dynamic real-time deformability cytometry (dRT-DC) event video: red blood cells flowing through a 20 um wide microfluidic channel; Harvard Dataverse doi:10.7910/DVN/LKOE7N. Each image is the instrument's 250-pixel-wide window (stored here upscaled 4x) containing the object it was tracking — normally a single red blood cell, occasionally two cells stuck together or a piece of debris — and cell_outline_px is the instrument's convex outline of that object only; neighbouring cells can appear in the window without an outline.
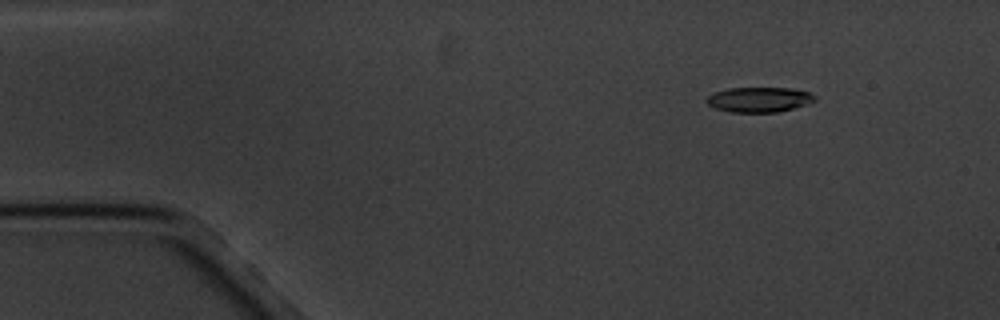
{"species": "common noctule bat (a hibernating species)", "species_latin": "Nyctalus noctula", "temperature_condition": "cold", "stored_images_in_passage": 5, "camera_frame_rate_fps": 3000, "um_per_image_px": 0.085, "animal": {"sex": "male", "body_mass_g": 20.1, "forearm_length_mm": 53.5}, "frame": {"image": 1, "passage_image": 2, "time_ms": 1.333, "image_size_px": [1000, 320], "cell_outline_px": [[816, 100], [808, 104], [776, 112], [728, 112], [716, 108], [708, 104], [704, 100], [712, 92], [728, 88], [792, 88], [808, 92], [816, 96]], "centroid_in_image_um": [64.5, 8.46], "position_along_channel_um": 20.5, "area_um2": 15.84}}
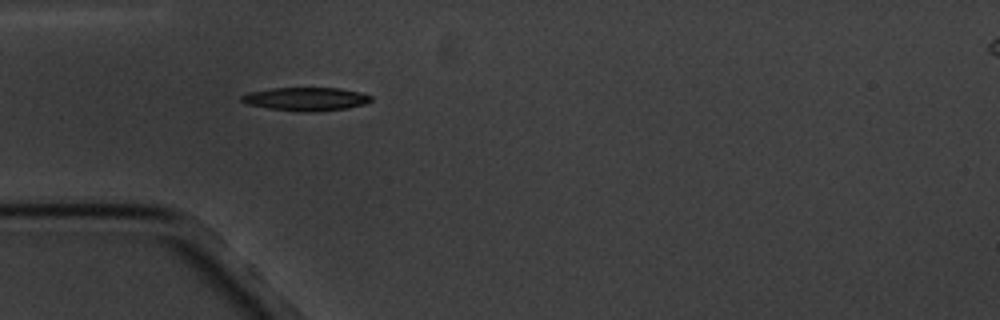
{"frame": {"image": 2, "passage_image": 5, "time_ms": 4.667, "image_size_px": [1000, 320], "cell_outline_px": [[372, 100], [364, 104], [344, 108], [316, 112], [300, 112], [268, 108], [248, 104], [240, 100], [240, 96], [248, 92], [272, 88], [340, 88], [360, 92], [372, 96]], "centroid_in_image_um": [25.98, 8.41], "position_along_channel_um": 59.0, "area_um2": 17.63}}